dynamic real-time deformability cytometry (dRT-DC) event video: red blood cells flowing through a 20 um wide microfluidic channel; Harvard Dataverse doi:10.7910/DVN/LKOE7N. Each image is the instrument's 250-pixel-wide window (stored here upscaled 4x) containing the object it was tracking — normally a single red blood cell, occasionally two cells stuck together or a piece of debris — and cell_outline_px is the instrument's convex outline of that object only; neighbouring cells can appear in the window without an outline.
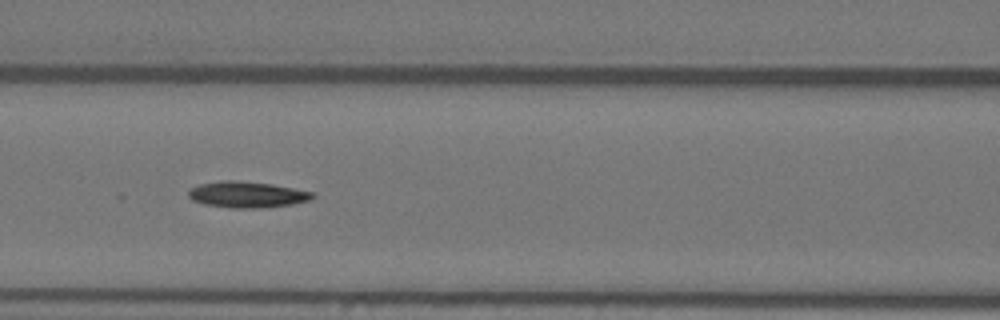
{"species": "Egyptian fruit bat (a non-hibernating species)", "species_latin": "Rousettus aegyptiacus", "temperature_condition": "warm", "stored_images_in_passage": 42, "segment_of_instrument_passage": [1, 2], "camera_frame_rate_fps": 3000, "um_per_image_px": 0.085, "animal": {"sex": "female"}, "frame": {"image": 1, "passage_image": 9, "time_ms": 2.667, "image_size_px": [1000, 320], "cell_outline_px": [[316, 196], [308, 200], [292, 204], [260, 208], [232, 208], [204, 204], [192, 200], [188, 196], [188, 192], [192, 188], [200, 184], [220, 180], [236, 180], [272, 184], [316, 192]], "centroid_in_image_um": [21.02, 16.53], "position_along_channel_um": 145.6, "area_um2": 18.96}}
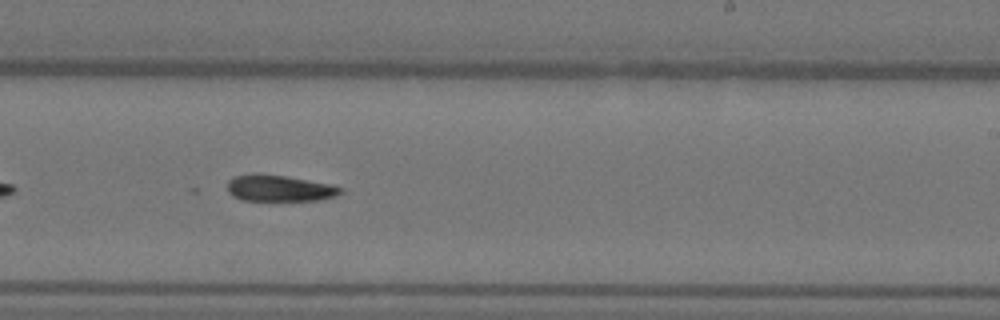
{"frame": {"image": 2, "passage_image": 19, "time_ms": 6.0, "image_size_px": [1000, 320], "cell_outline_px": [[344, 192], [336, 196], [320, 200], [244, 200], [232, 196], [228, 192], [228, 180], [232, 176], [252, 172], [260, 172], [288, 176], [328, 184], [340, 188]], "centroid_in_image_um": [23.68, 15.97], "position_along_channel_um": 265.3, "area_um2": 17.63}}
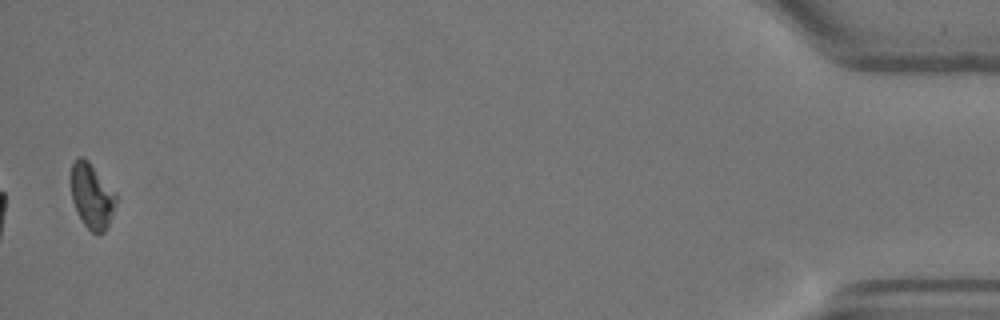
{"frame": {"image": 3, "passage_image": 40, "time_ms": 13.0, "image_size_px": [1000, 320], "cell_outline_px": [[116, 200], [108, 224], [104, 232], [92, 232], [84, 224], [72, 200], [68, 180], [68, 176], [72, 164], [80, 156], [84, 156], [88, 160], [116, 192]], "centroid_in_image_um": [7.75, 16.58], "position_along_channel_um": 427.4, "area_um2": 17.17}}